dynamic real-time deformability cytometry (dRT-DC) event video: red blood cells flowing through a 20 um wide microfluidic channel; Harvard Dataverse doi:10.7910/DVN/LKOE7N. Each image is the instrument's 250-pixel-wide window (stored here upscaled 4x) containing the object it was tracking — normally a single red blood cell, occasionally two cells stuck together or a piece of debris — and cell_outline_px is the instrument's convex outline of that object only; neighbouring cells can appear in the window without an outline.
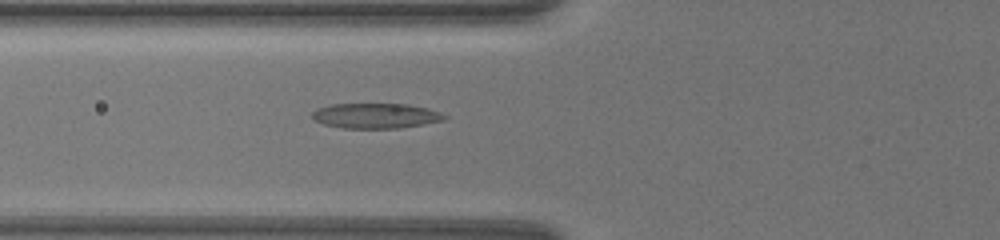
{"species": "common noctule bat (a hibernating species)", "species_latin": "Nyctalus noctula", "temperature_condition": "warm", "stored_images_in_passage": 44, "camera_frame_rate_fps": 3000, "um_per_image_px": 0.085, "animal": {"sex": "female", "body_mass_g": 19.5, "forearm_length_mm": 54.1}, "frame": {"image": 1, "passage_image": 3, "time_ms": 0.667, "image_size_px": [1000, 240], "cell_outline_px": [[448, 116], [444, 120], [424, 124], [400, 128], [344, 128], [324, 124], [312, 120], [312, 112], [316, 108], [332, 104], [408, 104], [428, 108], [440, 112]], "centroid_in_image_um": [31.93, 9.84], "position_along_channel_um": 93.9, "area_um2": 19.48}}
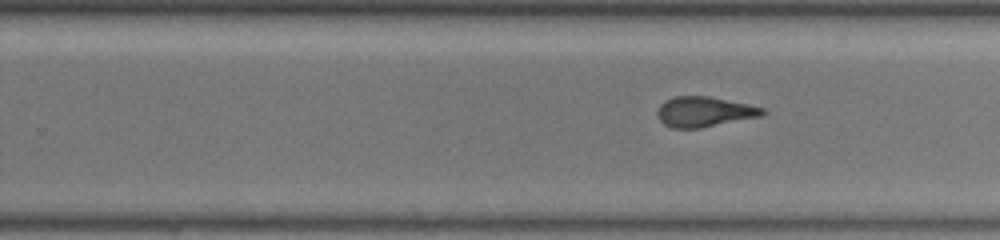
{"frame": {"image": 2, "passage_image": 20, "time_ms": 6.333, "image_size_px": [1000, 240], "cell_outline_px": [[768, 112], [764, 116], [700, 128], [672, 128], [664, 124], [656, 116], [656, 112], [660, 104], [664, 100], [676, 96], [708, 96], [748, 104], [764, 108]], "centroid_in_image_um": [59.88, 9.5], "position_along_channel_um": 269.9, "area_um2": 18.73}}
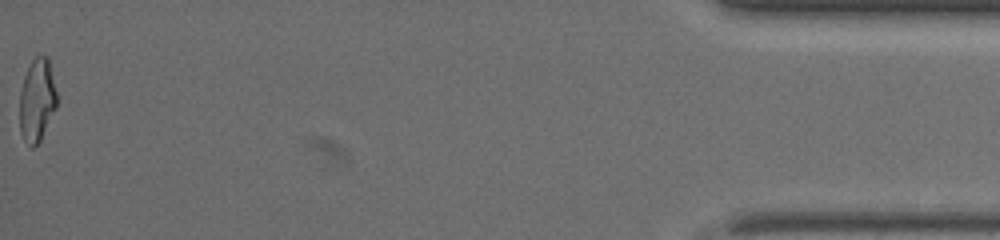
{"frame": {"image": 3, "passage_image": 44, "time_ms": 14.333, "image_size_px": [1000, 240], "cell_outline_px": [[56, 108], [40, 140], [32, 148], [24, 140], [20, 132], [20, 92], [24, 76], [32, 60], [36, 56], [48, 56], [56, 92]], "centroid_in_image_um": [3.14, 8.51], "position_along_channel_um": 432.1, "area_um2": 17.74}}